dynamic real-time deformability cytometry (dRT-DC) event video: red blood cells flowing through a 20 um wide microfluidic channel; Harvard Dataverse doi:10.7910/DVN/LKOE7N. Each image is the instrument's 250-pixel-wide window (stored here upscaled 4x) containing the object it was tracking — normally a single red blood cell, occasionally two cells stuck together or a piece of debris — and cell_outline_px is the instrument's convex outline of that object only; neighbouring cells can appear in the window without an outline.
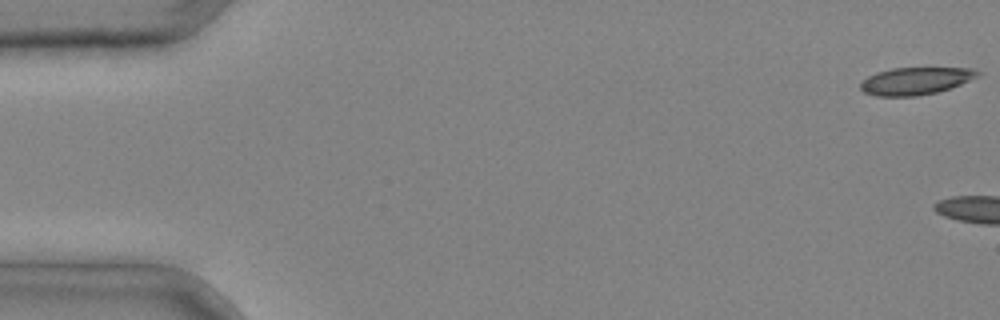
{"species": "common noctule bat (a hibernating species)", "species_latin": "Nyctalus noctula", "temperature_condition": "cold", "stored_images_in_passage": 7, "camera_frame_rate_fps": 3000, "um_per_image_px": 0.085, "animal": {"sex": "male", "body_mass_g": 20.4}, "frame": {"image": 1, "passage_image": 1, "time_ms": 0.0, "image_size_px": [1000, 320], "cell_outline_px": [[980, 76], [960, 84], [936, 92], [916, 96], [876, 96], [864, 92], [860, 88], [860, 84], [868, 76], [876, 72], [892, 68], [972, 68], [980, 72]], "centroid_in_image_um": [77.81, 6.87], "position_along_channel_um": 7.2, "area_um2": 18.55}}